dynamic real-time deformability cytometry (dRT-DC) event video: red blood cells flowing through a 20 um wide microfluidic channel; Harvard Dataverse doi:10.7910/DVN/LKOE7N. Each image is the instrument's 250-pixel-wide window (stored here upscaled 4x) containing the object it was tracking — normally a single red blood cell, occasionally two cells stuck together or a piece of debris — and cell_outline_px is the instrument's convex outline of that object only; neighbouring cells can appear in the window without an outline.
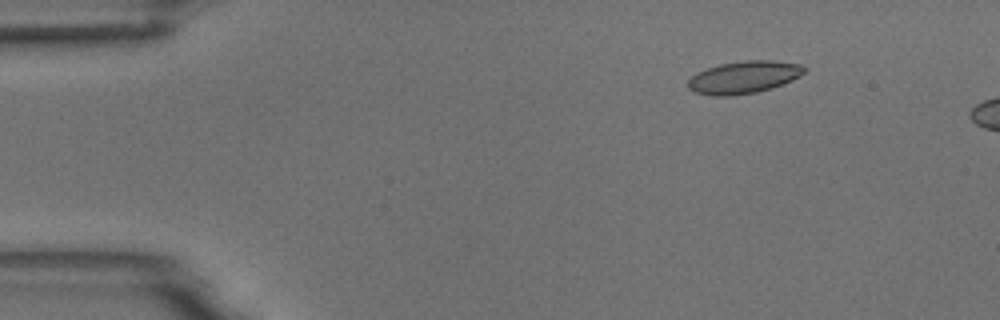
{"species": "common noctule bat (a hibernating species)", "species_latin": "Nyctalus noctula", "temperature_condition": "room temperature", "stored_images_in_passage": 4, "camera_frame_rate_fps": 3000, "um_per_image_px": 0.085, "animal": {"sex": "male", "body_mass_g": 18.8}, "frame": {"image": 1, "passage_image": 2, "time_ms": 0.333, "image_size_px": [1000, 320], "cell_outline_px": [[808, 68], [800, 76], [792, 80], [772, 88], [756, 92], [732, 96], [712, 96], [692, 92], [688, 88], [688, 80], [696, 72], [720, 64], [744, 60], [772, 60], [804, 64]], "centroid_in_image_um": [63.24, 6.56], "position_along_channel_um": 21.8, "area_um2": 22.25}}